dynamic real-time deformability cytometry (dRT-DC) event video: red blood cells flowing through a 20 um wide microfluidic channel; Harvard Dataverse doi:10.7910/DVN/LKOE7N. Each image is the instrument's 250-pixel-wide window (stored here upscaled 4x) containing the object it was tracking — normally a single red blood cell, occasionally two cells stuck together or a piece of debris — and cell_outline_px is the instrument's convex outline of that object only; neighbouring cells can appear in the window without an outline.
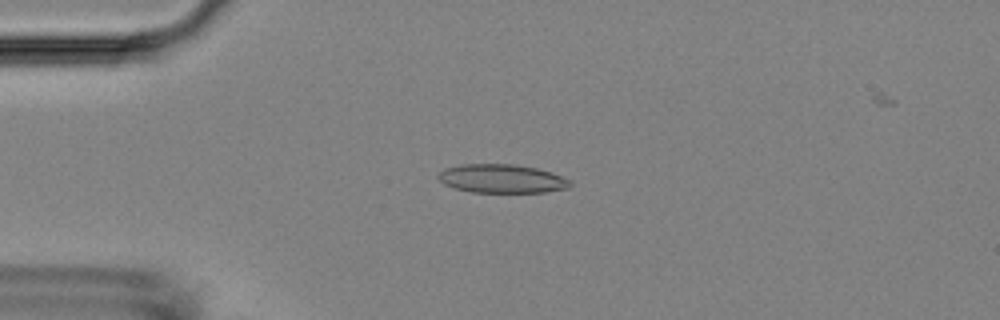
{"species": "Egyptian fruit bat (a non-hibernating species)", "species_latin": "Rousettus aegyptiacus", "temperature_condition": "room temperature", "stored_images_in_passage": 49, "camera_frame_rate_fps": 3000, "um_per_image_px": 0.085, "animal": {"sex": "female"}, "frame": {"image": 1, "passage_image": 9, "time_ms": 2.667, "image_size_px": [1000, 320], "cell_outline_px": [[572, 184], [568, 188], [544, 192], [472, 192], [452, 188], [444, 184], [436, 176], [444, 168], [460, 164], [512, 164], [536, 168], [552, 172], [572, 180]], "centroid_in_image_um": [42.65, 15.18], "position_along_channel_um": 42.4, "area_um2": 22.2}}
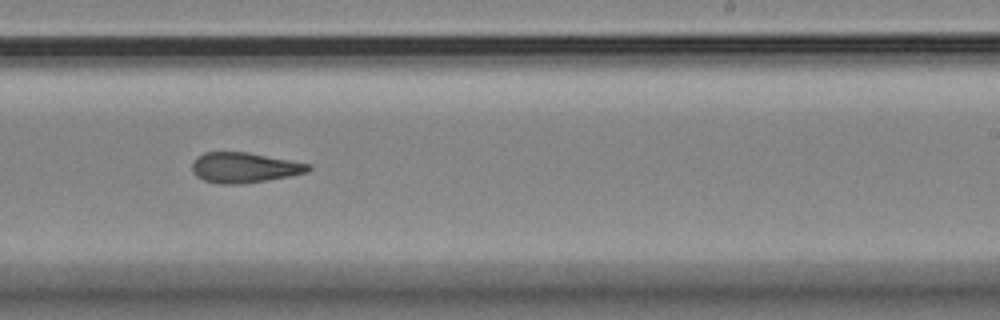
{"frame": {"image": 2, "passage_image": 29, "time_ms": 9.333, "image_size_px": [1000, 320], "cell_outline_px": [[312, 168], [308, 172], [288, 176], [244, 184], [220, 184], [204, 180], [196, 176], [192, 172], [192, 160], [196, 156], [204, 152], [248, 152], [312, 164]], "centroid_in_image_um": [20.75, 14.24], "position_along_channel_um": 268.3, "area_um2": 20.69}}
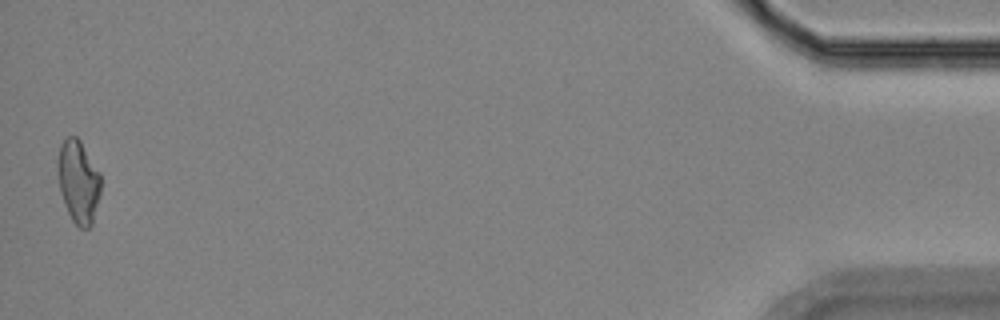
{"frame": {"image": 3, "passage_image": 49, "time_ms": 16.0, "image_size_px": [1000, 320], "cell_outline_px": [[100, 192], [92, 224], [88, 228], [80, 228], [72, 220], [68, 212], [60, 192], [56, 164], [60, 144], [68, 136], [76, 136], [80, 140], [100, 172]], "centroid_in_image_um": [6.64, 15.41], "position_along_channel_um": 428.6, "area_um2": 20.81}, "authors_computed_cell_mechanics": {"area_um2": 21.0392, "velocity_mm_per_s": 3.7248, "shape_relaxation_time_tau1_ms": null, "shape_relaxation_time_tau2_ms": 5.0471, "deformation_change_tau1": null, "deformation_change_tau2": 0.1475}}